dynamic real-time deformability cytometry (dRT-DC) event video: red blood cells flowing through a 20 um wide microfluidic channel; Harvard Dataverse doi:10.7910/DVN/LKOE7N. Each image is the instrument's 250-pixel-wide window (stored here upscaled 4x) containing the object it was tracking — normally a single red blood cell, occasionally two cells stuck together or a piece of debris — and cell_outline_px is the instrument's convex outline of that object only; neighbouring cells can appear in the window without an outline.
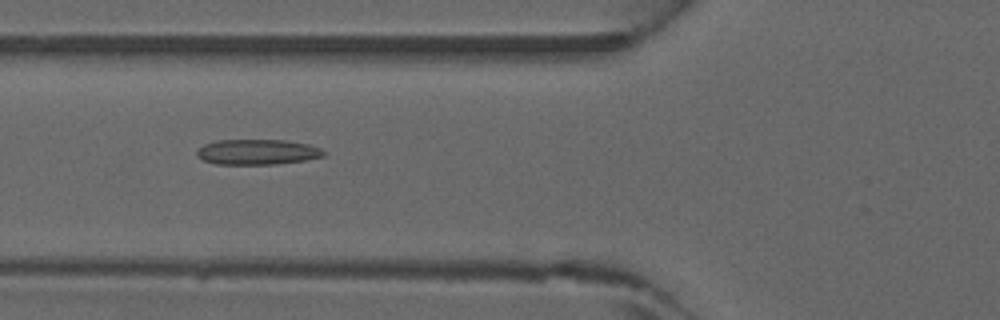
{"species": "common noctule bat (a hibernating species)", "species_latin": "Nyctalus noctula", "temperature_condition": "warm", "stored_images_in_passage": 45, "camera_frame_rate_fps": 3000, "um_per_image_px": 0.085, "animal": {"sex": "male", "forearm_length_mm": 52.5}, "frame": {"image": 1, "passage_image": 17, "time_ms": 5.333, "image_size_px": [1000, 320], "cell_outline_px": [[324, 156], [308, 160], [276, 164], [216, 164], [204, 160], [196, 156], [196, 148], [204, 144], [216, 140], [284, 140], [308, 144], [320, 148], [324, 152]], "centroid_in_image_um": [21.84, 12.92], "position_along_channel_um": 104.0, "area_um2": 18.84}}
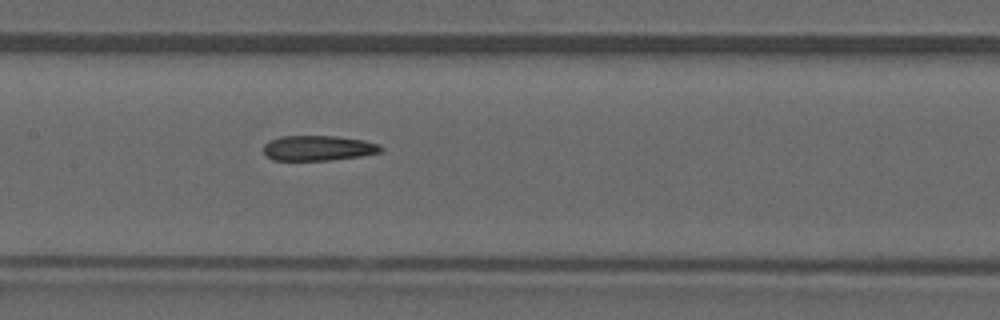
{"frame": {"image": 2, "passage_image": 22, "time_ms": 7.0, "image_size_px": [1000, 320], "cell_outline_px": [[384, 148], [380, 152], [360, 156], [332, 160], [272, 160], [264, 152], [264, 144], [268, 140], [280, 136], [336, 136], [364, 140], [380, 144]], "centroid_in_image_um": [27.05, 12.58], "position_along_channel_um": 180.3, "area_um2": 17.28}}
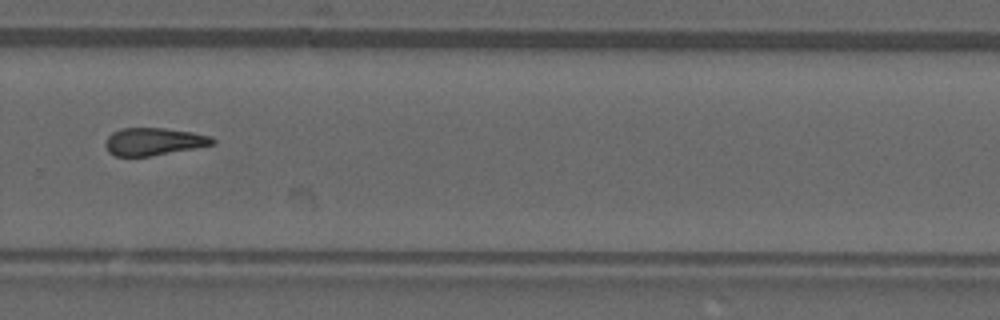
{"frame": {"image": 3, "passage_image": 31, "time_ms": 10.0, "image_size_px": [1000, 320], "cell_outline_px": [[216, 144], [196, 148], [152, 156], [116, 156], [108, 152], [104, 144], [108, 136], [112, 132], [120, 128], [164, 128], [192, 132], [212, 136], [216, 140]], "centroid_in_image_um": [13.08, 12.03], "position_along_channel_um": 316.7, "area_um2": 17.4}}